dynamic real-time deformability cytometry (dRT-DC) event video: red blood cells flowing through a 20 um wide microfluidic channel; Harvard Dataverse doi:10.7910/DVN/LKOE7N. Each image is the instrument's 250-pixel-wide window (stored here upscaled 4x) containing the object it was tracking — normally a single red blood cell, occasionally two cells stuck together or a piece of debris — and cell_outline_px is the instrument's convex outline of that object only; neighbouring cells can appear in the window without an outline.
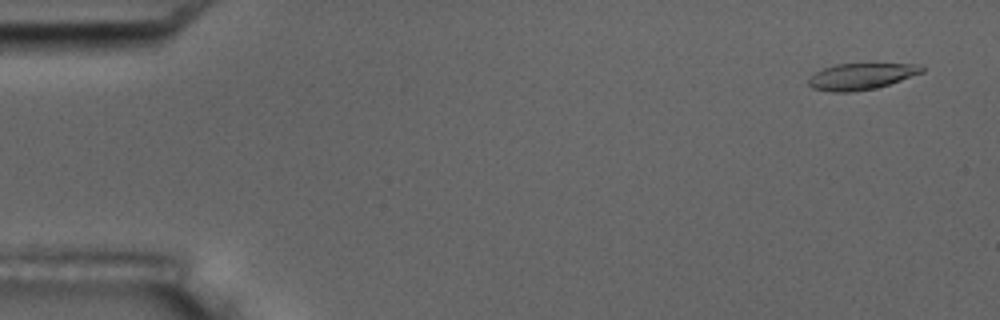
{"species": "common noctule bat (a hibernating species)", "species_latin": "Nyctalus noctula", "temperature_condition": "room temperature", "stored_images_in_passage": 5, "camera_frame_rate_fps": 3000, "um_per_image_px": 0.085, "animal": {"sex": "male", "body_mass_g": 17.5, "forearm_length_mm": 52.3}, "frame": {"image": 1, "passage_image": 1, "time_ms": 0.0, "image_size_px": [1000, 320], "cell_outline_px": [[924, 72], [876, 88], [848, 92], [832, 92], [812, 88], [808, 84], [808, 80], [816, 72], [824, 68], [836, 64], [920, 64], [924, 68]], "centroid_in_image_um": [73.2, 6.49], "position_along_channel_um": 11.8, "area_um2": 17.17}}
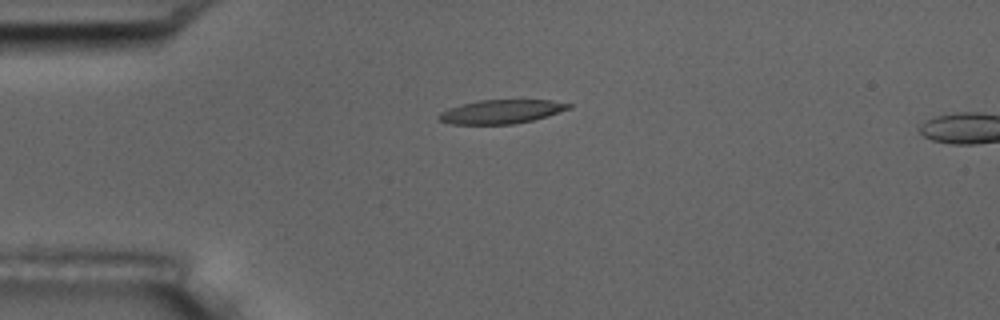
{"frame": {"image": 2, "passage_image": 4, "time_ms": 3.667, "image_size_px": [1000, 320], "cell_outline_px": [[572, 108], [548, 116], [532, 120], [512, 124], [448, 124], [440, 120], [436, 116], [440, 112], [448, 108], [460, 104], [480, 100], [552, 100], [572, 104]], "centroid_in_image_um": [42.6, 9.49], "position_along_channel_um": 42.4, "area_um2": 18.15}}